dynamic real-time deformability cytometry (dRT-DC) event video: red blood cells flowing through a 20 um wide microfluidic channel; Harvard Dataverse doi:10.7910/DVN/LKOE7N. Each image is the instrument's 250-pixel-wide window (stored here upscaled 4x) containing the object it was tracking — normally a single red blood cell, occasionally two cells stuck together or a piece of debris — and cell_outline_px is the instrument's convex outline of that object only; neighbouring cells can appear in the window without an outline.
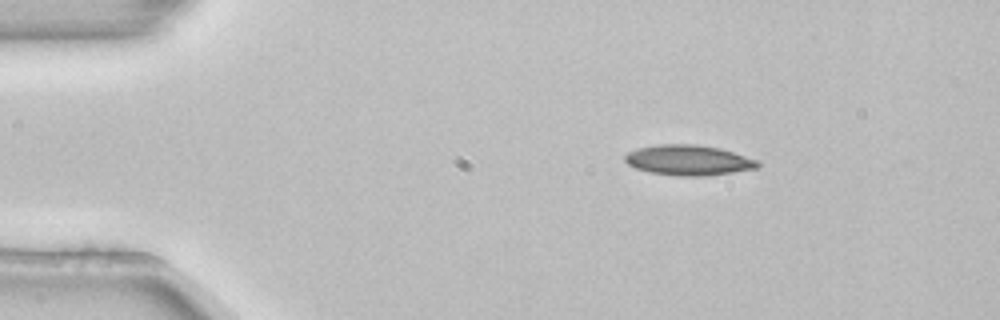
{"species": "common noctule bat (a hibernating species)", "species_latin": "Nyctalus noctula", "temperature_condition": "room temperature", "stored_images_in_passage": 4, "camera_frame_rate_fps": 3000, "um_per_image_px": 0.085, "animal": {"sex": "female", "body_mass_g": 22.7, "forearm_length_mm": 54.2}, "frame": {"image": 1, "passage_image": 1, "time_ms": 0.0, "image_size_px": [1000, 320], "cell_outline_px": [[760, 164], [756, 168], [732, 172], [704, 176], [676, 176], [648, 172], [636, 168], [628, 164], [624, 160], [624, 156], [628, 152], [636, 148], [660, 144], [696, 144], [720, 148], [756, 160]], "centroid_in_image_um": [58.46, 13.61], "position_along_channel_um": 26.5, "area_um2": 23.35}}
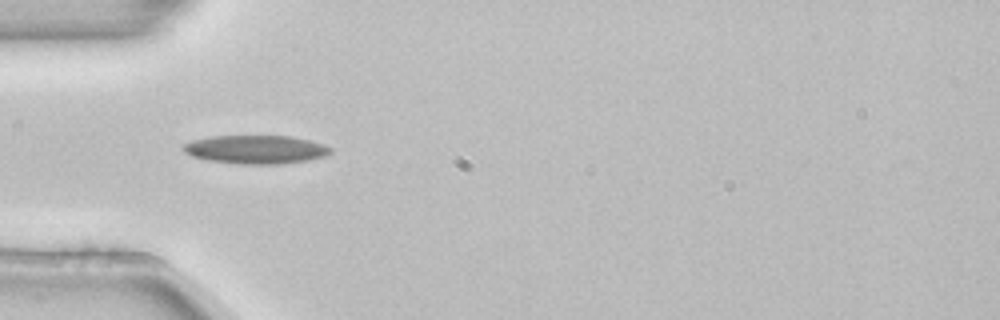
{"frame": {"image": 2, "passage_image": 3, "time_ms": 0.667, "image_size_px": [1000, 320], "cell_outline_px": [[332, 152], [328, 156], [308, 160], [284, 164], [240, 164], [208, 160], [192, 156], [184, 152], [180, 148], [184, 144], [192, 140], [212, 136], [292, 136], [308, 140], [332, 148]], "centroid_in_image_um": [21.74, 12.71], "position_along_channel_um": 63.3, "area_um2": 24.57}}